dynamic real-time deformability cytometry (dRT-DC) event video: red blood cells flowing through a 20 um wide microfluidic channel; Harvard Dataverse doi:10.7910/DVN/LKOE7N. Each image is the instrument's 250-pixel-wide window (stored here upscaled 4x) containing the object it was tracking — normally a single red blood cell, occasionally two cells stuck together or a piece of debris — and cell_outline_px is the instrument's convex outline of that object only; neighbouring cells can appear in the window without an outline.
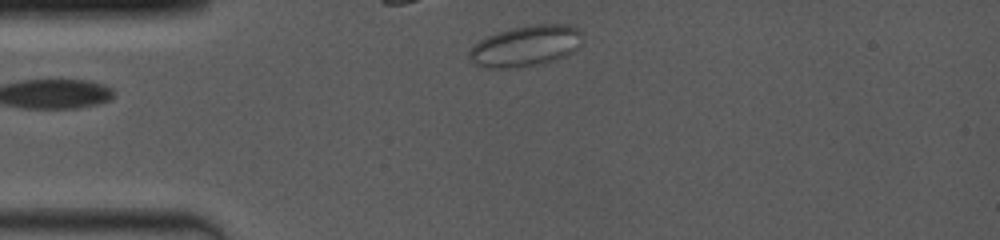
{"species": "common noctule bat (a hibernating species)", "species_latin": "Nyctalus noctula", "temperature_condition": "room temperature", "stored_images_in_passage": 5, "camera_frame_rate_fps": 4000, "um_per_image_px": 0.085, "animal": {"sex": "female", "body_mass_g": 19.0, "forearm_length_mm": 53.3}, "frame": {"image": 1, "passage_image": 1, "time_ms": 0.0, "image_size_px": [1000, 240], "cell_outline_px": [[580, 44], [572, 52], [556, 60], [544, 64], [516, 68], [488, 68], [472, 64], [468, 56], [468, 52], [480, 40], [496, 32], [512, 28], [532, 24], [568, 24], [576, 28], [580, 32]], "centroid_in_image_um": [44.65, 3.92], "position_along_channel_um": 40.3, "area_um2": 27.11}}